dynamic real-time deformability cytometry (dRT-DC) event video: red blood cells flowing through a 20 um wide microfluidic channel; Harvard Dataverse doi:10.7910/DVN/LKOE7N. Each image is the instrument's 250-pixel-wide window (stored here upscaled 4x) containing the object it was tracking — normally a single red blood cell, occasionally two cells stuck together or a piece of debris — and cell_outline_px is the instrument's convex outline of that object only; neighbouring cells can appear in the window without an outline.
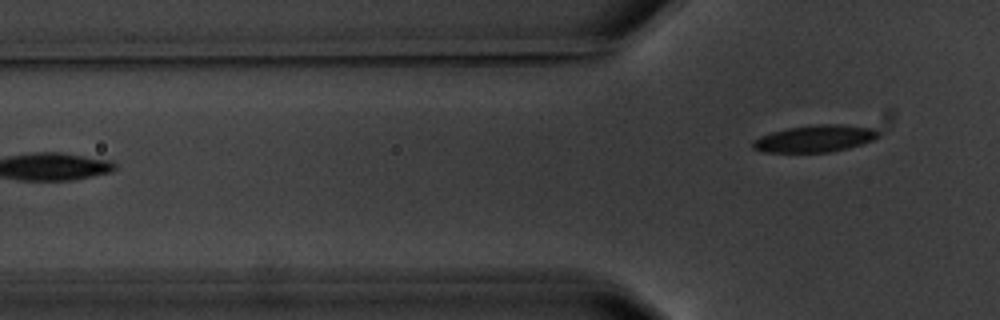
{"species": "common noctule bat (a hibernating species)", "species_latin": "Nyctalus noctula", "temperature_condition": "warm", "stored_images_in_passage": 2, "camera_frame_rate_fps": 3000, "um_per_image_px": 0.085, "animal": {"sex": "male", "body_mass_g": 20.1, "forearm_length_mm": 53.5}, "frame": {"image": 1, "passage_image": 2, "time_ms": 1.333, "image_size_px": [1000, 320], "cell_outline_px": [[880, 136], [872, 140], [848, 148], [832, 152], [764, 152], [752, 148], [752, 140], [760, 136], [772, 132], [788, 128], [816, 124], [840, 124], [876, 128], [880, 132]], "centroid_in_image_um": [69.28, 11.77], "position_along_channel_um": 56.5, "area_um2": 19.83}}